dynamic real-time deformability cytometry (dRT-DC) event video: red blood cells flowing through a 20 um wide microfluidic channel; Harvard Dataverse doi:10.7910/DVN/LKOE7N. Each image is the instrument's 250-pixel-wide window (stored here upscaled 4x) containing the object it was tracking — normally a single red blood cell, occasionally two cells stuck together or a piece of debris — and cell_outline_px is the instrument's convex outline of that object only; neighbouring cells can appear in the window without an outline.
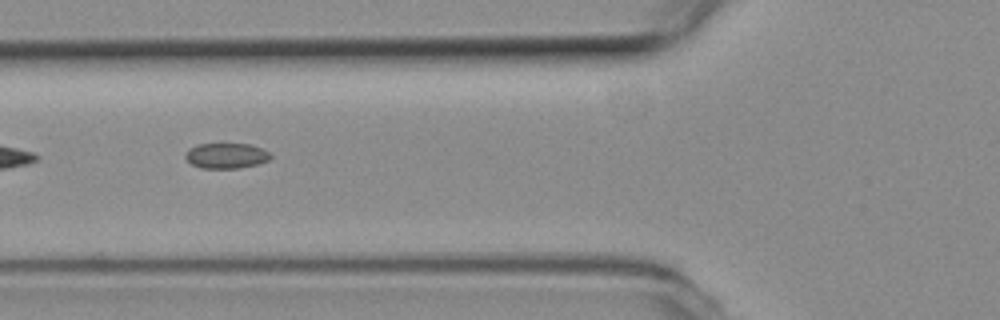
{"species": "common noctule bat (a hibernating species)", "species_latin": "Nyctalus noctula", "temperature_condition": "room temperature", "stored_images_in_passage": 8, "camera_frame_rate_fps": 3000, "um_per_image_px": 0.085, "animal": {"sex": "female", "body_mass_g": 19.3, "forearm_length_mm": 54.1}, "frame": {"image": 1, "passage_image": 4, "time_ms": 1.0, "image_size_px": [1000, 320], "cell_outline_px": [[272, 156], [268, 160], [256, 164], [240, 168], [200, 168], [192, 164], [184, 156], [188, 148], [200, 144], [248, 144], [260, 148], [268, 152]], "centroid_in_image_um": [19.2, 13.24], "position_along_channel_um": 106.6, "area_um2": 12.43}}
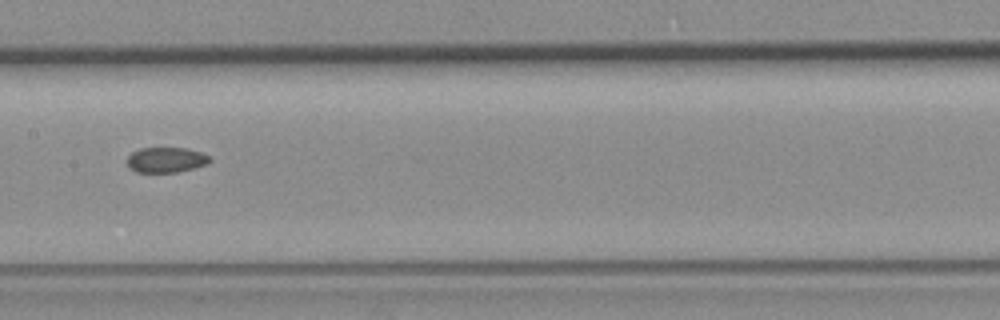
{"frame": {"image": 2, "passage_image": 6, "time_ms": 1.667, "image_size_px": [1000, 320], "cell_outline_px": [[212, 160], [204, 164], [192, 168], [176, 172], [136, 172], [128, 168], [128, 156], [132, 152], [140, 148], [188, 148], [200, 152], [208, 156]], "centroid_in_image_um": [14.07, 13.58], "position_along_channel_um": 193.3, "area_um2": 12.02}}
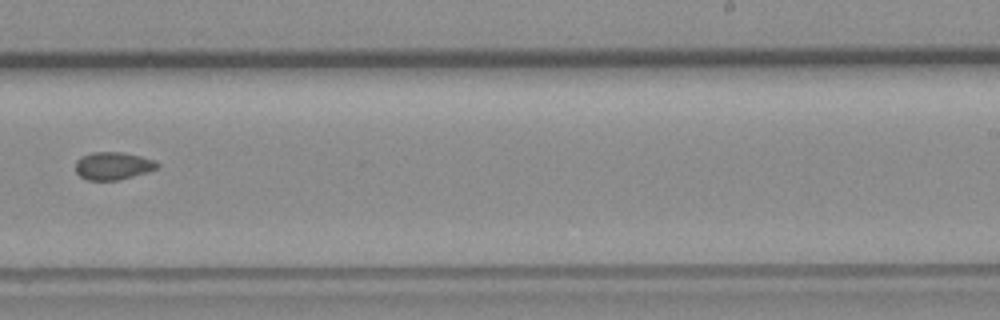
{"frame": {"image": 3, "passage_image": 8, "time_ms": 2.333, "image_size_px": [1000, 320], "cell_outline_px": [[160, 164], [156, 168], [148, 172], [116, 180], [88, 180], [80, 176], [76, 172], [76, 160], [80, 156], [92, 152], [120, 152], [140, 156], [152, 160]], "centroid_in_image_um": [9.57, 14.09], "position_along_channel_um": 279.4, "area_um2": 13.06}}